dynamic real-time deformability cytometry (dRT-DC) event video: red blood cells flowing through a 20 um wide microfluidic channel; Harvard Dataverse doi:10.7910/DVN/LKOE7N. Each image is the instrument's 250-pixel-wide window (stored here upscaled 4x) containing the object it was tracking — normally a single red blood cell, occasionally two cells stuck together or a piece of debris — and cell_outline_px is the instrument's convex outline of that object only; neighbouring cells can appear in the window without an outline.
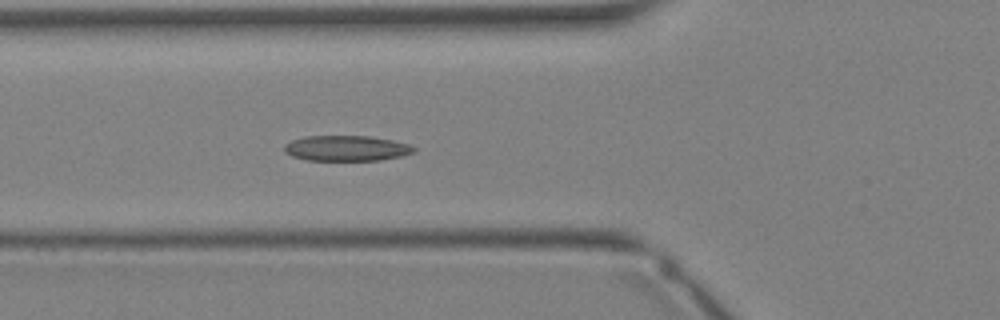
{"species": "Egyptian fruit bat (a non-hibernating species)", "species_latin": "Rousettus aegyptiacus", "temperature_condition": "warm", "stored_images_in_passage": 24, "camera_frame_rate_fps": 3000, "um_per_image_px": 0.085, "animal": {"sex": "female"}, "frame": {"image": 1, "passage_image": 2, "time_ms": 0.333, "image_size_px": [1000, 320], "cell_outline_px": [[416, 148], [412, 152], [400, 156], [380, 160], [308, 160], [292, 156], [284, 152], [284, 144], [292, 140], [308, 136], [368, 136], [392, 140], [408, 144]], "centroid_in_image_um": [29.41, 12.6], "position_along_channel_um": 96.4, "area_um2": 19.02}}
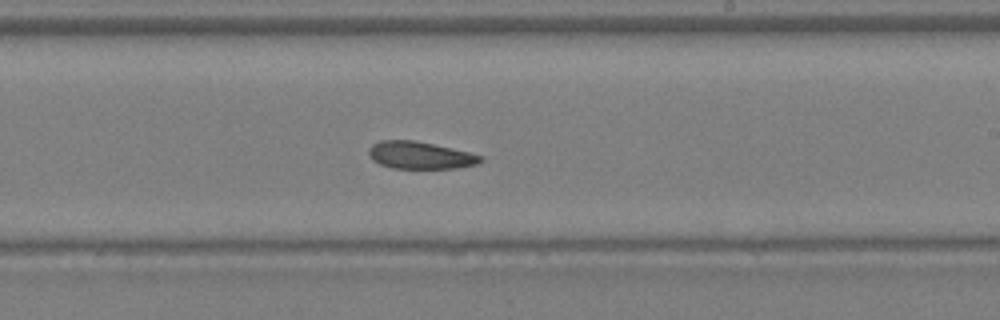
{"frame": {"image": 2, "passage_image": 10, "time_ms": 3.0, "image_size_px": [1000, 320], "cell_outline_px": [[484, 160], [476, 164], [456, 168], [392, 168], [380, 164], [372, 160], [368, 152], [368, 148], [372, 144], [380, 140], [416, 140], [468, 152], [484, 156]], "centroid_in_image_um": [35.69, 13.19], "position_along_channel_um": 253.3, "area_um2": 17.8}}
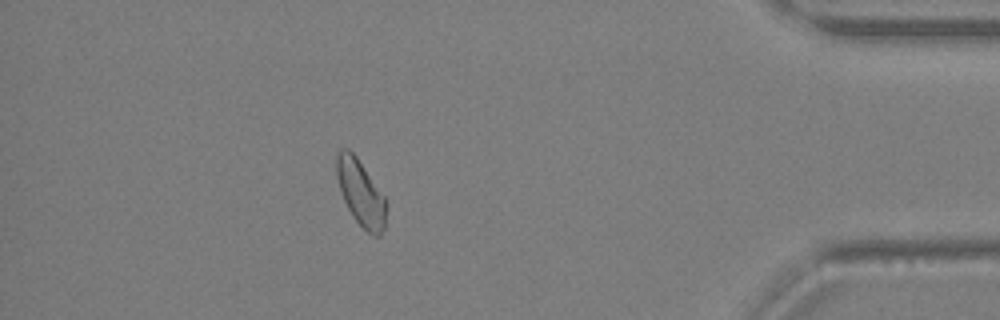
{"frame": {"image": 3, "passage_image": 20, "time_ms": 6.333, "image_size_px": [1000, 320], "cell_outline_px": [[388, 204], [384, 228], [380, 236], [372, 236], [352, 216], [344, 200], [336, 176], [336, 156], [340, 148], [348, 148], [356, 156], [384, 196]], "centroid_in_image_um": [30.67, 16.4], "position_along_channel_um": 404.5, "area_um2": 19.02}}